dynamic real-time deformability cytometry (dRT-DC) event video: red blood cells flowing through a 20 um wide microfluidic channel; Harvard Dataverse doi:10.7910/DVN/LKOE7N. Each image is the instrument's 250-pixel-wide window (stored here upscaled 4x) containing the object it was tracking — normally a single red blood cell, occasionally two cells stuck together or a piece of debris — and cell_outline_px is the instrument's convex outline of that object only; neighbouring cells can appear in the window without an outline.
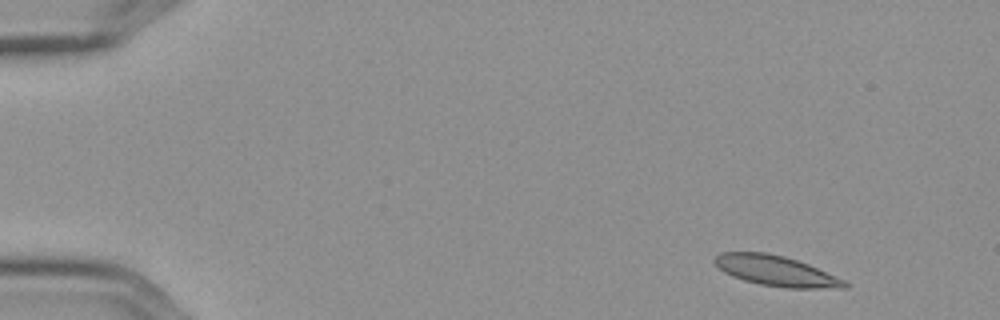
{"species": "Egyptian fruit bat (a non-hibernating species)", "species_latin": "Rousettus aegyptiacus", "temperature_condition": "cold", "stored_images_in_passage": 8, "camera_frame_rate_fps": 3000, "um_per_image_px": 0.085, "frame": {"image": 1, "passage_image": 1, "time_ms": 0.0, "image_size_px": [1000, 320], "cell_outline_px": [[848, 288], [784, 288], [760, 284], [744, 280], [732, 276], [724, 272], [712, 260], [720, 252], [768, 252], [784, 256], [808, 264], [844, 280], [848, 284]], "centroid_in_image_um": [65.94, 23.02], "position_along_channel_um": 19.1, "area_um2": 22.83}}
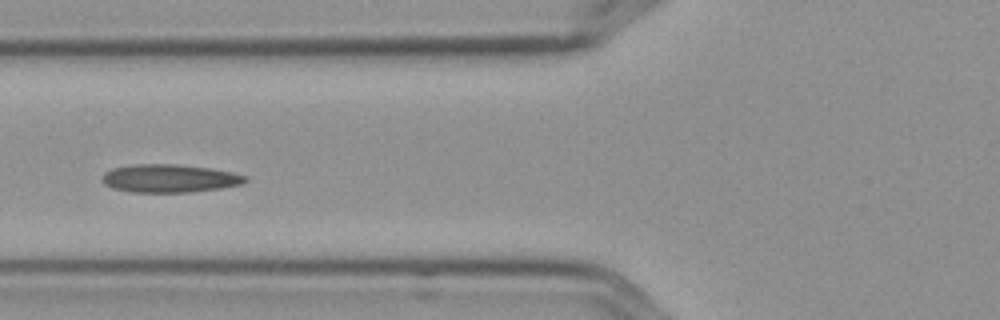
{"frame": {"image": 2, "passage_image": 6, "time_ms": 1.667, "image_size_px": [1000, 320], "cell_outline_px": [[248, 180], [240, 184], [220, 188], [188, 192], [132, 192], [112, 188], [104, 184], [100, 180], [100, 176], [104, 172], [112, 168], [132, 164], [176, 164], [212, 168], [232, 172], [248, 176]], "centroid_in_image_um": [14.36, 15.15], "position_along_channel_um": 111.4, "area_um2": 23.64}}
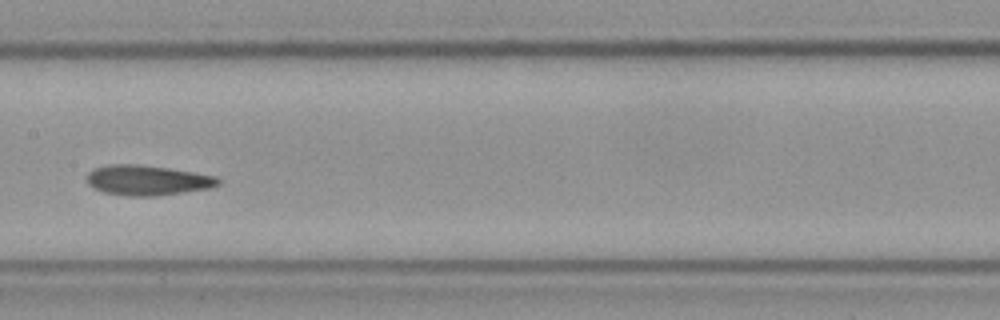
{"frame": {"image": 3, "passage_image": 8, "time_ms": 2.333, "image_size_px": [1000, 320], "cell_outline_px": [[220, 184], [208, 188], [156, 196], [128, 196], [104, 192], [88, 184], [88, 172], [92, 168], [108, 164], [136, 164], [168, 168], [216, 176], [220, 180]], "centroid_in_image_um": [12.5, 15.31], "position_along_channel_um": 194.9, "area_um2": 22.83}}